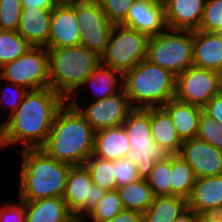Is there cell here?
Here are the masks:
<instances>
[{"label": "cell", "mask_w": 222, "mask_h": 222, "mask_svg": "<svg viewBox=\"0 0 222 222\" xmlns=\"http://www.w3.org/2000/svg\"><path fill=\"white\" fill-rule=\"evenodd\" d=\"M21 12V0H0V30L17 31Z\"/></svg>", "instance_id": "obj_35"}, {"label": "cell", "mask_w": 222, "mask_h": 222, "mask_svg": "<svg viewBox=\"0 0 222 222\" xmlns=\"http://www.w3.org/2000/svg\"><path fill=\"white\" fill-rule=\"evenodd\" d=\"M67 102L79 110L95 132L122 126L129 113L134 109L123 88L109 97L95 100L90 106L83 109L79 107L73 95Z\"/></svg>", "instance_id": "obj_12"}, {"label": "cell", "mask_w": 222, "mask_h": 222, "mask_svg": "<svg viewBox=\"0 0 222 222\" xmlns=\"http://www.w3.org/2000/svg\"><path fill=\"white\" fill-rule=\"evenodd\" d=\"M78 45H80V26L76 17V2L57 4L52 10L46 48L49 50Z\"/></svg>", "instance_id": "obj_14"}, {"label": "cell", "mask_w": 222, "mask_h": 222, "mask_svg": "<svg viewBox=\"0 0 222 222\" xmlns=\"http://www.w3.org/2000/svg\"><path fill=\"white\" fill-rule=\"evenodd\" d=\"M162 108L170 115L182 142L197 137L199 116L203 108L176 98L168 101Z\"/></svg>", "instance_id": "obj_20"}, {"label": "cell", "mask_w": 222, "mask_h": 222, "mask_svg": "<svg viewBox=\"0 0 222 222\" xmlns=\"http://www.w3.org/2000/svg\"><path fill=\"white\" fill-rule=\"evenodd\" d=\"M131 146L150 145L153 142L151 134L150 108H134L123 123Z\"/></svg>", "instance_id": "obj_25"}, {"label": "cell", "mask_w": 222, "mask_h": 222, "mask_svg": "<svg viewBox=\"0 0 222 222\" xmlns=\"http://www.w3.org/2000/svg\"><path fill=\"white\" fill-rule=\"evenodd\" d=\"M20 199L32 202L42 198H63L71 165L60 162L41 148L22 149Z\"/></svg>", "instance_id": "obj_3"}, {"label": "cell", "mask_w": 222, "mask_h": 222, "mask_svg": "<svg viewBox=\"0 0 222 222\" xmlns=\"http://www.w3.org/2000/svg\"><path fill=\"white\" fill-rule=\"evenodd\" d=\"M219 37L222 38V28L215 32Z\"/></svg>", "instance_id": "obj_51"}, {"label": "cell", "mask_w": 222, "mask_h": 222, "mask_svg": "<svg viewBox=\"0 0 222 222\" xmlns=\"http://www.w3.org/2000/svg\"><path fill=\"white\" fill-rule=\"evenodd\" d=\"M106 17L113 24H121L134 0H97Z\"/></svg>", "instance_id": "obj_37"}, {"label": "cell", "mask_w": 222, "mask_h": 222, "mask_svg": "<svg viewBox=\"0 0 222 222\" xmlns=\"http://www.w3.org/2000/svg\"><path fill=\"white\" fill-rule=\"evenodd\" d=\"M22 8L37 7L39 9L53 10L57 5L55 0H21Z\"/></svg>", "instance_id": "obj_44"}, {"label": "cell", "mask_w": 222, "mask_h": 222, "mask_svg": "<svg viewBox=\"0 0 222 222\" xmlns=\"http://www.w3.org/2000/svg\"><path fill=\"white\" fill-rule=\"evenodd\" d=\"M193 66L222 74V38L216 33L194 30Z\"/></svg>", "instance_id": "obj_18"}, {"label": "cell", "mask_w": 222, "mask_h": 222, "mask_svg": "<svg viewBox=\"0 0 222 222\" xmlns=\"http://www.w3.org/2000/svg\"><path fill=\"white\" fill-rule=\"evenodd\" d=\"M105 193L106 190L92 182L90 171L85 164L71 166L63 199L74 217H85L99 203Z\"/></svg>", "instance_id": "obj_11"}, {"label": "cell", "mask_w": 222, "mask_h": 222, "mask_svg": "<svg viewBox=\"0 0 222 222\" xmlns=\"http://www.w3.org/2000/svg\"><path fill=\"white\" fill-rule=\"evenodd\" d=\"M150 117L153 140L169 155L179 154L183 142L177 134L170 115L162 107H155L150 108Z\"/></svg>", "instance_id": "obj_23"}, {"label": "cell", "mask_w": 222, "mask_h": 222, "mask_svg": "<svg viewBox=\"0 0 222 222\" xmlns=\"http://www.w3.org/2000/svg\"><path fill=\"white\" fill-rule=\"evenodd\" d=\"M146 181L154 196H171V155L154 164Z\"/></svg>", "instance_id": "obj_32"}, {"label": "cell", "mask_w": 222, "mask_h": 222, "mask_svg": "<svg viewBox=\"0 0 222 222\" xmlns=\"http://www.w3.org/2000/svg\"><path fill=\"white\" fill-rule=\"evenodd\" d=\"M188 209L185 198L179 196H156L143 218H161L174 221Z\"/></svg>", "instance_id": "obj_29"}, {"label": "cell", "mask_w": 222, "mask_h": 222, "mask_svg": "<svg viewBox=\"0 0 222 222\" xmlns=\"http://www.w3.org/2000/svg\"><path fill=\"white\" fill-rule=\"evenodd\" d=\"M200 218L201 222H222V206L204 210Z\"/></svg>", "instance_id": "obj_43"}, {"label": "cell", "mask_w": 222, "mask_h": 222, "mask_svg": "<svg viewBox=\"0 0 222 222\" xmlns=\"http://www.w3.org/2000/svg\"><path fill=\"white\" fill-rule=\"evenodd\" d=\"M117 191L124 209L142 214L150 208L155 197L145 178L117 188Z\"/></svg>", "instance_id": "obj_24"}, {"label": "cell", "mask_w": 222, "mask_h": 222, "mask_svg": "<svg viewBox=\"0 0 222 222\" xmlns=\"http://www.w3.org/2000/svg\"><path fill=\"white\" fill-rule=\"evenodd\" d=\"M120 84L133 108L162 107L175 98L176 76L167 69L141 60L130 71L122 75Z\"/></svg>", "instance_id": "obj_4"}, {"label": "cell", "mask_w": 222, "mask_h": 222, "mask_svg": "<svg viewBox=\"0 0 222 222\" xmlns=\"http://www.w3.org/2000/svg\"><path fill=\"white\" fill-rule=\"evenodd\" d=\"M113 167L117 188L135 182L141 178L138 174L136 165L125 158L114 160Z\"/></svg>", "instance_id": "obj_38"}, {"label": "cell", "mask_w": 222, "mask_h": 222, "mask_svg": "<svg viewBox=\"0 0 222 222\" xmlns=\"http://www.w3.org/2000/svg\"><path fill=\"white\" fill-rule=\"evenodd\" d=\"M76 17L80 26V45L101 56L114 24L108 20L97 0L76 1Z\"/></svg>", "instance_id": "obj_10"}, {"label": "cell", "mask_w": 222, "mask_h": 222, "mask_svg": "<svg viewBox=\"0 0 222 222\" xmlns=\"http://www.w3.org/2000/svg\"><path fill=\"white\" fill-rule=\"evenodd\" d=\"M167 30L149 37L146 59L177 77L193 66V31Z\"/></svg>", "instance_id": "obj_6"}, {"label": "cell", "mask_w": 222, "mask_h": 222, "mask_svg": "<svg viewBox=\"0 0 222 222\" xmlns=\"http://www.w3.org/2000/svg\"><path fill=\"white\" fill-rule=\"evenodd\" d=\"M20 204L4 205L0 209V222H26L25 201L20 199Z\"/></svg>", "instance_id": "obj_39"}, {"label": "cell", "mask_w": 222, "mask_h": 222, "mask_svg": "<svg viewBox=\"0 0 222 222\" xmlns=\"http://www.w3.org/2000/svg\"><path fill=\"white\" fill-rule=\"evenodd\" d=\"M66 100L51 87L30 90L17 110L3 123L5 147L21 142L38 149L46 142L57 111Z\"/></svg>", "instance_id": "obj_1"}, {"label": "cell", "mask_w": 222, "mask_h": 222, "mask_svg": "<svg viewBox=\"0 0 222 222\" xmlns=\"http://www.w3.org/2000/svg\"><path fill=\"white\" fill-rule=\"evenodd\" d=\"M130 151L131 144L123 126L95 132L94 156L114 161L125 158Z\"/></svg>", "instance_id": "obj_19"}, {"label": "cell", "mask_w": 222, "mask_h": 222, "mask_svg": "<svg viewBox=\"0 0 222 222\" xmlns=\"http://www.w3.org/2000/svg\"><path fill=\"white\" fill-rule=\"evenodd\" d=\"M124 209L117 190L106 191L104 197L86 216L94 222H104L114 218Z\"/></svg>", "instance_id": "obj_33"}, {"label": "cell", "mask_w": 222, "mask_h": 222, "mask_svg": "<svg viewBox=\"0 0 222 222\" xmlns=\"http://www.w3.org/2000/svg\"><path fill=\"white\" fill-rule=\"evenodd\" d=\"M172 222H201V218L200 214H197L195 211H192L188 208L184 213H182Z\"/></svg>", "instance_id": "obj_45"}, {"label": "cell", "mask_w": 222, "mask_h": 222, "mask_svg": "<svg viewBox=\"0 0 222 222\" xmlns=\"http://www.w3.org/2000/svg\"><path fill=\"white\" fill-rule=\"evenodd\" d=\"M26 222H69L74 216L63 198L49 197L25 202Z\"/></svg>", "instance_id": "obj_22"}, {"label": "cell", "mask_w": 222, "mask_h": 222, "mask_svg": "<svg viewBox=\"0 0 222 222\" xmlns=\"http://www.w3.org/2000/svg\"><path fill=\"white\" fill-rule=\"evenodd\" d=\"M30 47L17 31L0 30V68L22 56Z\"/></svg>", "instance_id": "obj_31"}, {"label": "cell", "mask_w": 222, "mask_h": 222, "mask_svg": "<svg viewBox=\"0 0 222 222\" xmlns=\"http://www.w3.org/2000/svg\"><path fill=\"white\" fill-rule=\"evenodd\" d=\"M143 222H169L167 219L161 218H143Z\"/></svg>", "instance_id": "obj_46"}, {"label": "cell", "mask_w": 222, "mask_h": 222, "mask_svg": "<svg viewBox=\"0 0 222 222\" xmlns=\"http://www.w3.org/2000/svg\"><path fill=\"white\" fill-rule=\"evenodd\" d=\"M197 137L222 151V123H217L203 111L199 116Z\"/></svg>", "instance_id": "obj_34"}, {"label": "cell", "mask_w": 222, "mask_h": 222, "mask_svg": "<svg viewBox=\"0 0 222 222\" xmlns=\"http://www.w3.org/2000/svg\"><path fill=\"white\" fill-rule=\"evenodd\" d=\"M169 154L157 142H150V145L131 146V151L125 156L133 162L141 178H147L155 163L165 159Z\"/></svg>", "instance_id": "obj_26"}, {"label": "cell", "mask_w": 222, "mask_h": 222, "mask_svg": "<svg viewBox=\"0 0 222 222\" xmlns=\"http://www.w3.org/2000/svg\"><path fill=\"white\" fill-rule=\"evenodd\" d=\"M118 73L122 80V74L119 71L113 70L106 65L104 66V64L102 66V63H100L92 74L85 80L83 85L90 84L91 90H93V93L98 96V99L96 100L104 99L117 93V91L115 92L117 88L122 89L121 86L119 87V82L121 81H118L119 78L115 76Z\"/></svg>", "instance_id": "obj_28"}, {"label": "cell", "mask_w": 222, "mask_h": 222, "mask_svg": "<svg viewBox=\"0 0 222 222\" xmlns=\"http://www.w3.org/2000/svg\"><path fill=\"white\" fill-rule=\"evenodd\" d=\"M207 0H165L168 29L198 30Z\"/></svg>", "instance_id": "obj_16"}, {"label": "cell", "mask_w": 222, "mask_h": 222, "mask_svg": "<svg viewBox=\"0 0 222 222\" xmlns=\"http://www.w3.org/2000/svg\"><path fill=\"white\" fill-rule=\"evenodd\" d=\"M149 1L156 2L159 4H164V2H165V0H149Z\"/></svg>", "instance_id": "obj_50"}, {"label": "cell", "mask_w": 222, "mask_h": 222, "mask_svg": "<svg viewBox=\"0 0 222 222\" xmlns=\"http://www.w3.org/2000/svg\"><path fill=\"white\" fill-rule=\"evenodd\" d=\"M121 24L149 37L161 34L164 32L162 28L168 29L164 4L149 0H134L126 19Z\"/></svg>", "instance_id": "obj_15"}, {"label": "cell", "mask_w": 222, "mask_h": 222, "mask_svg": "<svg viewBox=\"0 0 222 222\" xmlns=\"http://www.w3.org/2000/svg\"><path fill=\"white\" fill-rule=\"evenodd\" d=\"M187 203L197 214L222 206V175L196 178Z\"/></svg>", "instance_id": "obj_21"}, {"label": "cell", "mask_w": 222, "mask_h": 222, "mask_svg": "<svg viewBox=\"0 0 222 222\" xmlns=\"http://www.w3.org/2000/svg\"><path fill=\"white\" fill-rule=\"evenodd\" d=\"M94 140V129L79 110L66 101L57 111L41 149L60 162L83 165L93 155Z\"/></svg>", "instance_id": "obj_2"}, {"label": "cell", "mask_w": 222, "mask_h": 222, "mask_svg": "<svg viewBox=\"0 0 222 222\" xmlns=\"http://www.w3.org/2000/svg\"><path fill=\"white\" fill-rule=\"evenodd\" d=\"M52 10L22 8L17 32L34 47H46L50 35Z\"/></svg>", "instance_id": "obj_17"}, {"label": "cell", "mask_w": 222, "mask_h": 222, "mask_svg": "<svg viewBox=\"0 0 222 222\" xmlns=\"http://www.w3.org/2000/svg\"><path fill=\"white\" fill-rule=\"evenodd\" d=\"M85 165L94 184L106 191L117 190L113 161L92 155Z\"/></svg>", "instance_id": "obj_30"}, {"label": "cell", "mask_w": 222, "mask_h": 222, "mask_svg": "<svg viewBox=\"0 0 222 222\" xmlns=\"http://www.w3.org/2000/svg\"><path fill=\"white\" fill-rule=\"evenodd\" d=\"M196 176L190 165L178 154L171 155V196L190 197Z\"/></svg>", "instance_id": "obj_27"}, {"label": "cell", "mask_w": 222, "mask_h": 222, "mask_svg": "<svg viewBox=\"0 0 222 222\" xmlns=\"http://www.w3.org/2000/svg\"><path fill=\"white\" fill-rule=\"evenodd\" d=\"M203 112L217 123H222V91L208 101Z\"/></svg>", "instance_id": "obj_41"}, {"label": "cell", "mask_w": 222, "mask_h": 222, "mask_svg": "<svg viewBox=\"0 0 222 222\" xmlns=\"http://www.w3.org/2000/svg\"><path fill=\"white\" fill-rule=\"evenodd\" d=\"M69 222H82L81 218H76L74 217L72 220H70Z\"/></svg>", "instance_id": "obj_49"}, {"label": "cell", "mask_w": 222, "mask_h": 222, "mask_svg": "<svg viewBox=\"0 0 222 222\" xmlns=\"http://www.w3.org/2000/svg\"><path fill=\"white\" fill-rule=\"evenodd\" d=\"M0 147L5 148L4 140H3V124L2 123L0 124Z\"/></svg>", "instance_id": "obj_47"}, {"label": "cell", "mask_w": 222, "mask_h": 222, "mask_svg": "<svg viewBox=\"0 0 222 222\" xmlns=\"http://www.w3.org/2000/svg\"><path fill=\"white\" fill-rule=\"evenodd\" d=\"M50 87L66 101L101 63V57L81 45L49 49Z\"/></svg>", "instance_id": "obj_5"}, {"label": "cell", "mask_w": 222, "mask_h": 222, "mask_svg": "<svg viewBox=\"0 0 222 222\" xmlns=\"http://www.w3.org/2000/svg\"><path fill=\"white\" fill-rule=\"evenodd\" d=\"M178 155L190 165L196 178L222 175V151L198 137L184 141Z\"/></svg>", "instance_id": "obj_13"}, {"label": "cell", "mask_w": 222, "mask_h": 222, "mask_svg": "<svg viewBox=\"0 0 222 222\" xmlns=\"http://www.w3.org/2000/svg\"><path fill=\"white\" fill-rule=\"evenodd\" d=\"M104 222H143V215L136 211L123 209L114 218Z\"/></svg>", "instance_id": "obj_42"}, {"label": "cell", "mask_w": 222, "mask_h": 222, "mask_svg": "<svg viewBox=\"0 0 222 222\" xmlns=\"http://www.w3.org/2000/svg\"><path fill=\"white\" fill-rule=\"evenodd\" d=\"M57 4H72L79 0H55Z\"/></svg>", "instance_id": "obj_48"}, {"label": "cell", "mask_w": 222, "mask_h": 222, "mask_svg": "<svg viewBox=\"0 0 222 222\" xmlns=\"http://www.w3.org/2000/svg\"><path fill=\"white\" fill-rule=\"evenodd\" d=\"M149 36L122 24H114L101 63L122 75L147 58Z\"/></svg>", "instance_id": "obj_7"}, {"label": "cell", "mask_w": 222, "mask_h": 222, "mask_svg": "<svg viewBox=\"0 0 222 222\" xmlns=\"http://www.w3.org/2000/svg\"><path fill=\"white\" fill-rule=\"evenodd\" d=\"M222 28V0H207L198 30L215 33Z\"/></svg>", "instance_id": "obj_36"}, {"label": "cell", "mask_w": 222, "mask_h": 222, "mask_svg": "<svg viewBox=\"0 0 222 222\" xmlns=\"http://www.w3.org/2000/svg\"><path fill=\"white\" fill-rule=\"evenodd\" d=\"M10 84V85H9ZM7 86H6V88H8V89H5L4 88V90L2 91L3 93H2V99H1V101L3 102V103H7V106H9V107H11V109H12V111H11V113H10V115L11 114H13L16 110H17V108H18V106L21 104V102L25 99V97H26V95L28 94V92L30 91L29 89H27V88H24L23 86H20V85H15V84H13V83H9ZM10 87H12L11 89H13L14 87L16 88L15 89V92H14V90H13V92L15 93H12V95L14 96H10L11 98V100H9L8 99V97H7V95H8V91L7 90H10ZM6 90V91H5ZM10 94V93H9ZM6 97V98H5ZM7 100V101H6Z\"/></svg>", "instance_id": "obj_40"}, {"label": "cell", "mask_w": 222, "mask_h": 222, "mask_svg": "<svg viewBox=\"0 0 222 222\" xmlns=\"http://www.w3.org/2000/svg\"><path fill=\"white\" fill-rule=\"evenodd\" d=\"M222 91V74L199 68L188 67L176 77L175 98L203 108L208 101Z\"/></svg>", "instance_id": "obj_9"}, {"label": "cell", "mask_w": 222, "mask_h": 222, "mask_svg": "<svg viewBox=\"0 0 222 222\" xmlns=\"http://www.w3.org/2000/svg\"><path fill=\"white\" fill-rule=\"evenodd\" d=\"M0 79L29 90L50 87L48 49L31 46L22 56L0 68Z\"/></svg>", "instance_id": "obj_8"}]
</instances>
